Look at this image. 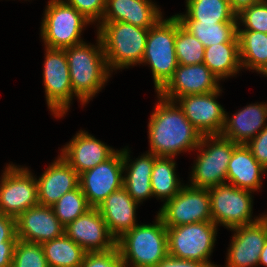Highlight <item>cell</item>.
Returning a JSON list of instances; mask_svg holds the SVG:
<instances>
[{
	"label": "cell",
	"instance_id": "cb8c5ba5",
	"mask_svg": "<svg viewBox=\"0 0 267 267\" xmlns=\"http://www.w3.org/2000/svg\"><path fill=\"white\" fill-rule=\"evenodd\" d=\"M266 171L246 145L237 144L229 161L226 180L237 188L255 191L261 186V174Z\"/></svg>",
	"mask_w": 267,
	"mask_h": 267
},
{
	"label": "cell",
	"instance_id": "e575fe53",
	"mask_svg": "<svg viewBox=\"0 0 267 267\" xmlns=\"http://www.w3.org/2000/svg\"><path fill=\"white\" fill-rule=\"evenodd\" d=\"M246 29L267 34V0L254 3L237 14Z\"/></svg>",
	"mask_w": 267,
	"mask_h": 267
},
{
	"label": "cell",
	"instance_id": "3957f363",
	"mask_svg": "<svg viewBox=\"0 0 267 267\" xmlns=\"http://www.w3.org/2000/svg\"><path fill=\"white\" fill-rule=\"evenodd\" d=\"M155 223L136 225L116 240L125 267L130 260L133 267H156L168 256L167 227L158 215Z\"/></svg>",
	"mask_w": 267,
	"mask_h": 267
},
{
	"label": "cell",
	"instance_id": "d590c367",
	"mask_svg": "<svg viewBox=\"0 0 267 267\" xmlns=\"http://www.w3.org/2000/svg\"><path fill=\"white\" fill-rule=\"evenodd\" d=\"M80 267H125L117 245L107 251L86 252Z\"/></svg>",
	"mask_w": 267,
	"mask_h": 267
},
{
	"label": "cell",
	"instance_id": "4dcf8cb0",
	"mask_svg": "<svg viewBox=\"0 0 267 267\" xmlns=\"http://www.w3.org/2000/svg\"><path fill=\"white\" fill-rule=\"evenodd\" d=\"M204 47L230 42L237 35V22L208 23L202 21H180Z\"/></svg>",
	"mask_w": 267,
	"mask_h": 267
},
{
	"label": "cell",
	"instance_id": "d6986e66",
	"mask_svg": "<svg viewBox=\"0 0 267 267\" xmlns=\"http://www.w3.org/2000/svg\"><path fill=\"white\" fill-rule=\"evenodd\" d=\"M116 151L85 131L77 133L61 157L80 175L109 159Z\"/></svg>",
	"mask_w": 267,
	"mask_h": 267
},
{
	"label": "cell",
	"instance_id": "9a60e30c",
	"mask_svg": "<svg viewBox=\"0 0 267 267\" xmlns=\"http://www.w3.org/2000/svg\"><path fill=\"white\" fill-rule=\"evenodd\" d=\"M218 80L220 79L204 63L194 65L178 64L172 78L157 94L166 100L176 103L175 100L182 96L219 90Z\"/></svg>",
	"mask_w": 267,
	"mask_h": 267
},
{
	"label": "cell",
	"instance_id": "83f0119b",
	"mask_svg": "<svg viewBox=\"0 0 267 267\" xmlns=\"http://www.w3.org/2000/svg\"><path fill=\"white\" fill-rule=\"evenodd\" d=\"M186 4L187 14L175 15L179 21L220 23L238 20L228 0H186Z\"/></svg>",
	"mask_w": 267,
	"mask_h": 267
},
{
	"label": "cell",
	"instance_id": "44dd1931",
	"mask_svg": "<svg viewBox=\"0 0 267 267\" xmlns=\"http://www.w3.org/2000/svg\"><path fill=\"white\" fill-rule=\"evenodd\" d=\"M137 205L138 203L122 187L111 193L97 207L106 222L109 233L116 240L137 225L135 221Z\"/></svg>",
	"mask_w": 267,
	"mask_h": 267
},
{
	"label": "cell",
	"instance_id": "4fadbf2b",
	"mask_svg": "<svg viewBox=\"0 0 267 267\" xmlns=\"http://www.w3.org/2000/svg\"><path fill=\"white\" fill-rule=\"evenodd\" d=\"M122 151L79 175V186L90 207L97 208L111 193L123 187Z\"/></svg>",
	"mask_w": 267,
	"mask_h": 267
},
{
	"label": "cell",
	"instance_id": "277c9868",
	"mask_svg": "<svg viewBox=\"0 0 267 267\" xmlns=\"http://www.w3.org/2000/svg\"><path fill=\"white\" fill-rule=\"evenodd\" d=\"M100 37L108 69L141 64L149 29L125 22H101Z\"/></svg>",
	"mask_w": 267,
	"mask_h": 267
},
{
	"label": "cell",
	"instance_id": "f35d334b",
	"mask_svg": "<svg viewBox=\"0 0 267 267\" xmlns=\"http://www.w3.org/2000/svg\"><path fill=\"white\" fill-rule=\"evenodd\" d=\"M16 219L0 212V244L2 242H17Z\"/></svg>",
	"mask_w": 267,
	"mask_h": 267
},
{
	"label": "cell",
	"instance_id": "ac0fdd59",
	"mask_svg": "<svg viewBox=\"0 0 267 267\" xmlns=\"http://www.w3.org/2000/svg\"><path fill=\"white\" fill-rule=\"evenodd\" d=\"M65 234V227L48 206L36 205L16 218L19 240L42 244Z\"/></svg>",
	"mask_w": 267,
	"mask_h": 267
},
{
	"label": "cell",
	"instance_id": "8fae6325",
	"mask_svg": "<svg viewBox=\"0 0 267 267\" xmlns=\"http://www.w3.org/2000/svg\"><path fill=\"white\" fill-rule=\"evenodd\" d=\"M38 204L36 179L27 168L9 164L0 184V212L16 219L21 213Z\"/></svg>",
	"mask_w": 267,
	"mask_h": 267
},
{
	"label": "cell",
	"instance_id": "f546056e",
	"mask_svg": "<svg viewBox=\"0 0 267 267\" xmlns=\"http://www.w3.org/2000/svg\"><path fill=\"white\" fill-rule=\"evenodd\" d=\"M175 164L173 157L155 156L151 174V187L153 195L160 197V199L170 200L183 187L174 172Z\"/></svg>",
	"mask_w": 267,
	"mask_h": 267
},
{
	"label": "cell",
	"instance_id": "52a82bcc",
	"mask_svg": "<svg viewBox=\"0 0 267 267\" xmlns=\"http://www.w3.org/2000/svg\"><path fill=\"white\" fill-rule=\"evenodd\" d=\"M216 227L213 222L167 227L168 255L216 267L217 265L208 261L216 240Z\"/></svg>",
	"mask_w": 267,
	"mask_h": 267
},
{
	"label": "cell",
	"instance_id": "ab89813d",
	"mask_svg": "<svg viewBox=\"0 0 267 267\" xmlns=\"http://www.w3.org/2000/svg\"><path fill=\"white\" fill-rule=\"evenodd\" d=\"M156 267H210L207 263L179 259L173 256L165 257Z\"/></svg>",
	"mask_w": 267,
	"mask_h": 267
},
{
	"label": "cell",
	"instance_id": "8d00e7d4",
	"mask_svg": "<svg viewBox=\"0 0 267 267\" xmlns=\"http://www.w3.org/2000/svg\"><path fill=\"white\" fill-rule=\"evenodd\" d=\"M67 3L78 10L90 22H94L97 19L102 20L106 0H68Z\"/></svg>",
	"mask_w": 267,
	"mask_h": 267
},
{
	"label": "cell",
	"instance_id": "f1b7e54d",
	"mask_svg": "<svg viewBox=\"0 0 267 267\" xmlns=\"http://www.w3.org/2000/svg\"><path fill=\"white\" fill-rule=\"evenodd\" d=\"M41 245L48 267H80L86 253L66 234Z\"/></svg>",
	"mask_w": 267,
	"mask_h": 267
},
{
	"label": "cell",
	"instance_id": "836d02e7",
	"mask_svg": "<svg viewBox=\"0 0 267 267\" xmlns=\"http://www.w3.org/2000/svg\"><path fill=\"white\" fill-rule=\"evenodd\" d=\"M12 267H48L41 244L17 240Z\"/></svg>",
	"mask_w": 267,
	"mask_h": 267
},
{
	"label": "cell",
	"instance_id": "7bdbcfd3",
	"mask_svg": "<svg viewBox=\"0 0 267 267\" xmlns=\"http://www.w3.org/2000/svg\"><path fill=\"white\" fill-rule=\"evenodd\" d=\"M258 264H263L267 266V240L265 241L262 251L260 253Z\"/></svg>",
	"mask_w": 267,
	"mask_h": 267
},
{
	"label": "cell",
	"instance_id": "4316f807",
	"mask_svg": "<svg viewBox=\"0 0 267 267\" xmlns=\"http://www.w3.org/2000/svg\"><path fill=\"white\" fill-rule=\"evenodd\" d=\"M241 67L267 75V34L237 27Z\"/></svg>",
	"mask_w": 267,
	"mask_h": 267
},
{
	"label": "cell",
	"instance_id": "d6a6232c",
	"mask_svg": "<svg viewBox=\"0 0 267 267\" xmlns=\"http://www.w3.org/2000/svg\"><path fill=\"white\" fill-rule=\"evenodd\" d=\"M51 208L60 223L66 227L91 207L80 186H78L76 189L65 193Z\"/></svg>",
	"mask_w": 267,
	"mask_h": 267
},
{
	"label": "cell",
	"instance_id": "d4e9b609",
	"mask_svg": "<svg viewBox=\"0 0 267 267\" xmlns=\"http://www.w3.org/2000/svg\"><path fill=\"white\" fill-rule=\"evenodd\" d=\"M129 152L123 149V169L128 171L127 177H123V187L136 203L153 196L151 187V174L155 161V155L147 153L128 165Z\"/></svg>",
	"mask_w": 267,
	"mask_h": 267
},
{
	"label": "cell",
	"instance_id": "ba28073f",
	"mask_svg": "<svg viewBox=\"0 0 267 267\" xmlns=\"http://www.w3.org/2000/svg\"><path fill=\"white\" fill-rule=\"evenodd\" d=\"M209 141L213 143L209 145ZM236 145L235 142L221 135L202 136L197 147L202 153L196 159V165L193 166L191 186L209 189L224 184L229 161ZM204 146L208 149H203Z\"/></svg>",
	"mask_w": 267,
	"mask_h": 267
},
{
	"label": "cell",
	"instance_id": "30bf717a",
	"mask_svg": "<svg viewBox=\"0 0 267 267\" xmlns=\"http://www.w3.org/2000/svg\"><path fill=\"white\" fill-rule=\"evenodd\" d=\"M158 216L166 227L212 222L208 189L182 187L173 198L164 203Z\"/></svg>",
	"mask_w": 267,
	"mask_h": 267
},
{
	"label": "cell",
	"instance_id": "8992f818",
	"mask_svg": "<svg viewBox=\"0 0 267 267\" xmlns=\"http://www.w3.org/2000/svg\"><path fill=\"white\" fill-rule=\"evenodd\" d=\"M44 15L41 36L46 47L64 49L83 43L80 34L90 21L73 6L63 0H51Z\"/></svg>",
	"mask_w": 267,
	"mask_h": 267
},
{
	"label": "cell",
	"instance_id": "5bb4252c",
	"mask_svg": "<svg viewBox=\"0 0 267 267\" xmlns=\"http://www.w3.org/2000/svg\"><path fill=\"white\" fill-rule=\"evenodd\" d=\"M220 91L182 96L176 100L186 118L202 136L220 135L223 131L226 114L215 99Z\"/></svg>",
	"mask_w": 267,
	"mask_h": 267
},
{
	"label": "cell",
	"instance_id": "1f68e13d",
	"mask_svg": "<svg viewBox=\"0 0 267 267\" xmlns=\"http://www.w3.org/2000/svg\"><path fill=\"white\" fill-rule=\"evenodd\" d=\"M175 51L178 64L194 65L204 62V45L180 24L177 17Z\"/></svg>",
	"mask_w": 267,
	"mask_h": 267
},
{
	"label": "cell",
	"instance_id": "5b68a950",
	"mask_svg": "<svg viewBox=\"0 0 267 267\" xmlns=\"http://www.w3.org/2000/svg\"><path fill=\"white\" fill-rule=\"evenodd\" d=\"M176 16L162 17L149 29L141 63L151 67L156 92L172 78L178 61L175 51Z\"/></svg>",
	"mask_w": 267,
	"mask_h": 267
},
{
	"label": "cell",
	"instance_id": "ffe728a7",
	"mask_svg": "<svg viewBox=\"0 0 267 267\" xmlns=\"http://www.w3.org/2000/svg\"><path fill=\"white\" fill-rule=\"evenodd\" d=\"M38 202L51 207L65 193L79 186L78 173L60 156L37 180Z\"/></svg>",
	"mask_w": 267,
	"mask_h": 267
},
{
	"label": "cell",
	"instance_id": "74e56055",
	"mask_svg": "<svg viewBox=\"0 0 267 267\" xmlns=\"http://www.w3.org/2000/svg\"><path fill=\"white\" fill-rule=\"evenodd\" d=\"M255 159L267 170V125L246 144Z\"/></svg>",
	"mask_w": 267,
	"mask_h": 267
},
{
	"label": "cell",
	"instance_id": "e0dca14e",
	"mask_svg": "<svg viewBox=\"0 0 267 267\" xmlns=\"http://www.w3.org/2000/svg\"><path fill=\"white\" fill-rule=\"evenodd\" d=\"M65 234L86 252L107 251L116 246L97 208H90L65 227Z\"/></svg>",
	"mask_w": 267,
	"mask_h": 267
},
{
	"label": "cell",
	"instance_id": "7c38bea8",
	"mask_svg": "<svg viewBox=\"0 0 267 267\" xmlns=\"http://www.w3.org/2000/svg\"><path fill=\"white\" fill-rule=\"evenodd\" d=\"M43 72L49 109L55 116L62 117L74 96L64 49L46 47Z\"/></svg>",
	"mask_w": 267,
	"mask_h": 267
},
{
	"label": "cell",
	"instance_id": "6da1fadb",
	"mask_svg": "<svg viewBox=\"0 0 267 267\" xmlns=\"http://www.w3.org/2000/svg\"><path fill=\"white\" fill-rule=\"evenodd\" d=\"M149 120L150 153L155 156L174 157L181 151L197 150L202 134L190 123L183 110L173 101L158 96Z\"/></svg>",
	"mask_w": 267,
	"mask_h": 267
},
{
	"label": "cell",
	"instance_id": "2e32d148",
	"mask_svg": "<svg viewBox=\"0 0 267 267\" xmlns=\"http://www.w3.org/2000/svg\"><path fill=\"white\" fill-rule=\"evenodd\" d=\"M236 233L228 249L226 267H254L267 240V215L251 224L232 228Z\"/></svg>",
	"mask_w": 267,
	"mask_h": 267
},
{
	"label": "cell",
	"instance_id": "9c48e42d",
	"mask_svg": "<svg viewBox=\"0 0 267 267\" xmlns=\"http://www.w3.org/2000/svg\"><path fill=\"white\" fill-rule=\"evenodd\" d=\"M211 203L212 222L235 228L256 222L251 220V191L240 189L231 184H220L208 189Z\"/></svg>",
	"mask_w": 267,
	"mask_h": 267
},
{
	"label": "cell",
	"instance_id": "7a4b0ae2",
	"mask_svg": "<svg viewBox=\"0 0 267 267\" xmlns=\"http://www.w3.org/2000/svg\"><path fill=\"white\" fill-rule=\"evenodd\" d=\"M97 38V47L84 42L64 48L73 94L82 104L94 97L110 76L100 37Z\"/></svg>",
	"mask_w": 267,
	"mask_h": 267
},
{
	"label": "cell",
	"instance_id": "60d3db41",
	"mask_svg": "<svg viewBox=\"0 0 267 267\" xmlns=\"http://www.w3.org/2000/svg\"><path fill=\"white\" fill-rule=\"evenodd\" d=\"M16 242H2L0 244V267H12Z\"/></svg>",
	"mask_w": 267,
	"mask_h": 267
},
{
	"label": "cell",
	"instance_id": "7402d4cb",
	"mask_svg": "<svg viewBox=\"0 0 267 267\" xmlns=\"http://www.w3.org/2000/svg\"><path fill=\"white\" fill-rule=\"evenodd\" d=\"M161 15L149 0H106L102 22H125L150 29Z\"/></svg>",
	"mask_w": 267,
	"mask_h": 267
},
{
	"label": "cell",
	"instance_id": "b9f144b4",
	"mask_svg": "<svg viewBox=\"0 0 267 267\" xmlns=\"http://www.w3.org/2000/svg\"><path fill=\"white\" fill-rule=\"evenodd\" d=\"M230 2L232 10L238 14L243 9L253 5L254 3L260 2L262 0H228Z\"/></svg>",
	"mask_w": 267,
	"mask_h": 267
},
{
	"label": "cell",
	"instance_id": "603a6c76",
	"mask_svg": "<svg viewBox=\"0 0 267 267\" xmlns=\"http://www.w3.org/2000/svg\"><path fill=\"white\" fill-rule=\"evenodd\" d=\"M267 119V104L248 105L241 109L231 119H225L222 137L232 140L236 144L246 145L265 126ZM249 140V141H248Z\"/></svg>",
	"mask_w": 267,
	"mask_h": 267
},
{
	"label": "cell",
	"instance_id": "484cf974",
	"mask_svg": "<svg viewBox=\"0 0 267 267\" xmlns=\"http://www.w3.org/2000/svg\"><path fill=\"white\" fill-rule=\"evenodd\" d=\"M203 63L218 79L235 75L241 68L238 36L230 42L206 47Z\"/></svg>",
	"mask_w": 267,
	"mask_h": 267
}]
</instances>
